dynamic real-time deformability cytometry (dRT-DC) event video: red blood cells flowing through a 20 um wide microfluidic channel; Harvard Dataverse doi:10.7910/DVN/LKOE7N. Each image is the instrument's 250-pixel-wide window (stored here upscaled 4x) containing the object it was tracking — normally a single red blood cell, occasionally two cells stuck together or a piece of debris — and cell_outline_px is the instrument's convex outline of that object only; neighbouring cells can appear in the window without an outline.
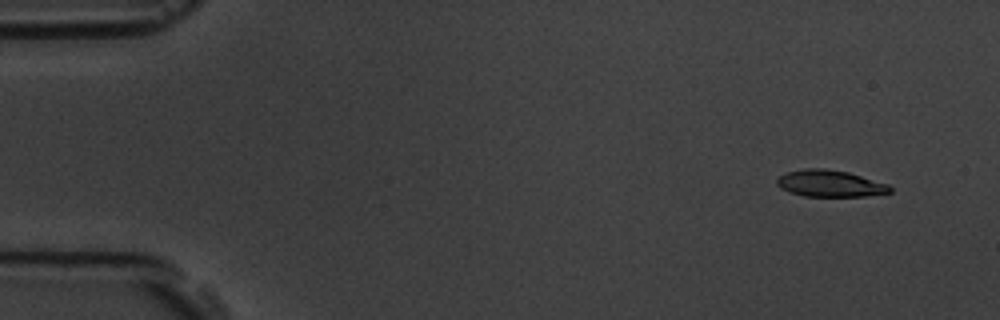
{"species": "common noctule bat (a hibernating species)", "species_latin": "Nyctalus noctula", "temperature_condition": "room temperature", "stored_images_in_passage": 13, "camera_frame_rate_fps": 3000, "um_per_image_px": 0.085, "animal": {"sex": "male", "body_mass_g": 19.5, "forearm_length_mm": 54.6}, "frame": {"image": 1, "passage_image": 2, "time_ms": 1.0, "image_size_px": [1000, 320], "cell_outline_px": [[892, 192], [868, 196], [804, 196], [780, 188], [776, 184], [776, 180], [780, 176], [788, 172], [804, 168], [824, 168], [848, 172], [888, 184], [892, 188]], "centroid_in_image_um": [70.56, 15.59], "position_along_channel_um": 14.4, "area_um2": 17.51}}
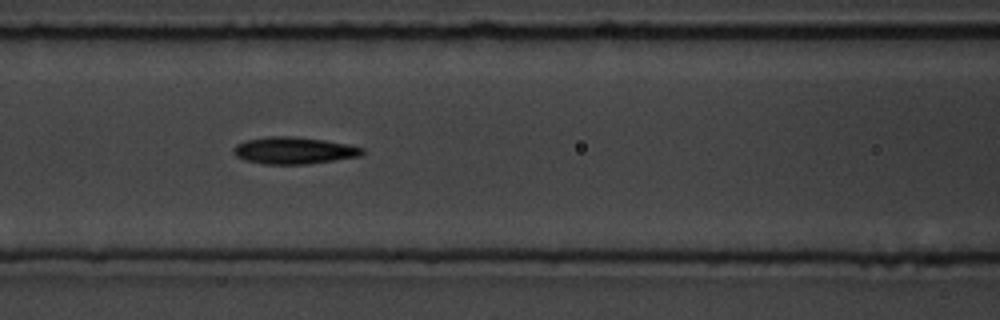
{"frame": {"image": 2, "passage_image": 7, "time_ms": 7.667, "image_size_px": [1000, 320], "cell_outline_px": [[364, 152], [360, 156], [308, 164], [264, 164], [244, 160], [236, 156], [232, 152], [232, 148], [236, 144], [244, 140], [268, 136], [292, 136], [324, 140], [348, 144], [364, 148]], "centroid_in_image_um": [24.94, 12.79], "position_along_channel_um": 141.7, "area_um2": 20.35}}
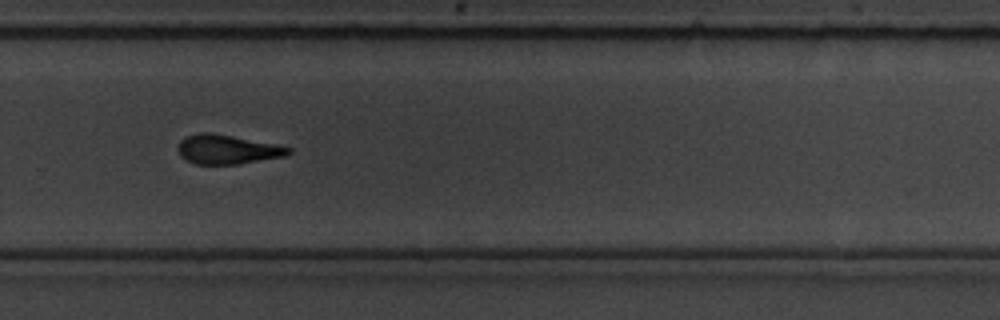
{"frame": {"image": 3, "passage_image": 11, "time_ms": 12.333, "image_size_px": [1000, 320], "cell_outline_px": [[292, 152], [284, 156], [240, 164], [196, 164], [180, 156], [176, 148], [180, 140], [188, 136], [200, 132], [208, 132], [232, 136], [276, 144], [292, 148]], "centroid_in_image_um": [19.31, 12.7], "position_along_channel_um": 310.5, "area_um2": 18.79}, "authors_computed_cell_mechanics": {"area_um2": 19.0162, "velocity_mm_per_s": 3.6374, "shape_relaxation_time_tau1_ms": 4.8752, "shape_relaxation_time_tau2_ms": 3.5717, "deformation_change_tau1": 0.1468, "deformation_change_tau2": 0.1006}}